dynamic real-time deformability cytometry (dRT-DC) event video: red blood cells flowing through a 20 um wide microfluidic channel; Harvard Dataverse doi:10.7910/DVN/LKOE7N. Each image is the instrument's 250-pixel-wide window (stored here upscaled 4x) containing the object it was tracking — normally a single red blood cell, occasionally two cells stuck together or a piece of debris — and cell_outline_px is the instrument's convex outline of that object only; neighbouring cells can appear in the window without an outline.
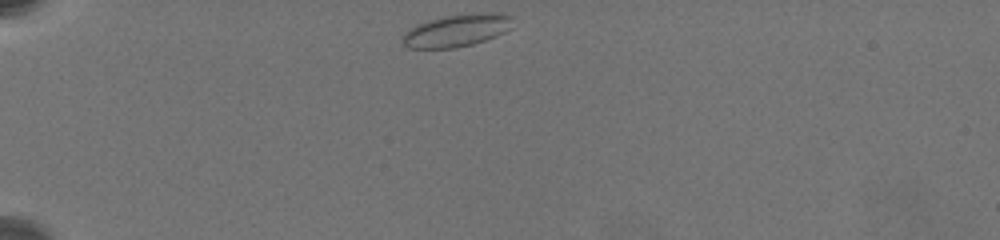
{"species": "common noctule bat (a hibernating species)", "species_latin": "Nyctalus noctula", "temperature_condition": "warm", "stored_images_in_passage": 24, "camera_frame_rate_fps": 3000, "um_per_image_px": 0.085, "animal": {"sex": "female", "body_mass_g": 19.5, "forearm_length_mm": 54.1}, "frame": {"image": 1, "passage_image": 1, "time_ms": 0.0, "image_size_px": [1000, 240], "cell_outline_px": [[512, 28], [496, 36], [472, 44], [456, 48], [408, 48], [404, 44], [404, 32], [416, 24], [428, 20], [444, 16], [492, 12], [512, 16]], "centroid_in_image_um": [38.83, 2.59], "position_along_channel_um": 46.2, "area_um2": 20.63}}
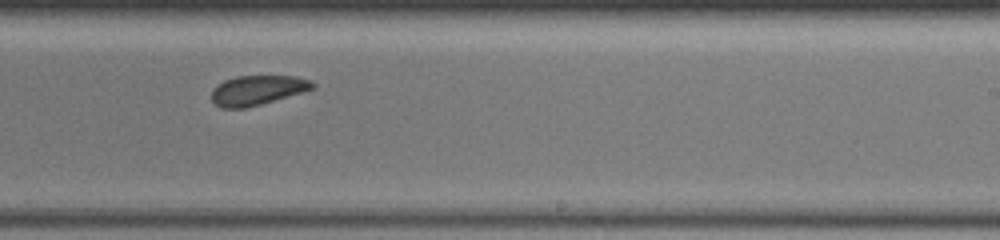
{"frame": {"image": 2, "passage_image": 14, "time_ms": 8.0, "image_size_px": [1000, 240], "cell_outline_px": [[316, 88], [260, 104], [244, 108], [220, 108], [212, 100], [212, 88], [216, 84], [224, 80], [236, 76], [296, 76], [312, 80], [316, 84]], "centroid_in_image_um": [21.88, 7.65], "position_along_channel_um": 267.1, "area_um2": 17.51}}
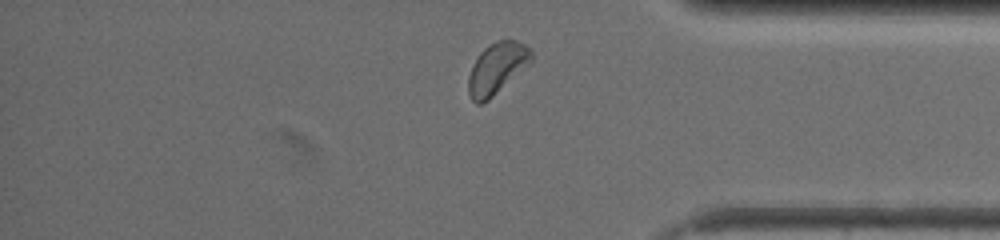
{"frame": {"image": 3, "passage_image": 21, "time_ms": 12.0, "image_size_px": [1000, 240], "cell_outline_px": [[532, 60], [528, 64], [488, 100], [480, 104], [476, 104], [472, 100], [468, 92], [468, 76], [472, 64], [480, 52], [484, 48], [496, 40], [516, 40], [524, 44], [532, 52]], "centroid_in_image_um": [42.19, 5.8], "position_along_channel_um": 393.0, "area_um2": 18.5}, "authors_computed_cell_mechanics": {"area_um2": 18.4382, "velocity_mm_per_s": 3.367, "shape_relaxation_time_tau1_ms": 2.5857, "shape_relaxation_time_tau2_ms": 3.6068, "deformation_change_tau1": 0.044, "deformation_change_tau2": 0.0642}}